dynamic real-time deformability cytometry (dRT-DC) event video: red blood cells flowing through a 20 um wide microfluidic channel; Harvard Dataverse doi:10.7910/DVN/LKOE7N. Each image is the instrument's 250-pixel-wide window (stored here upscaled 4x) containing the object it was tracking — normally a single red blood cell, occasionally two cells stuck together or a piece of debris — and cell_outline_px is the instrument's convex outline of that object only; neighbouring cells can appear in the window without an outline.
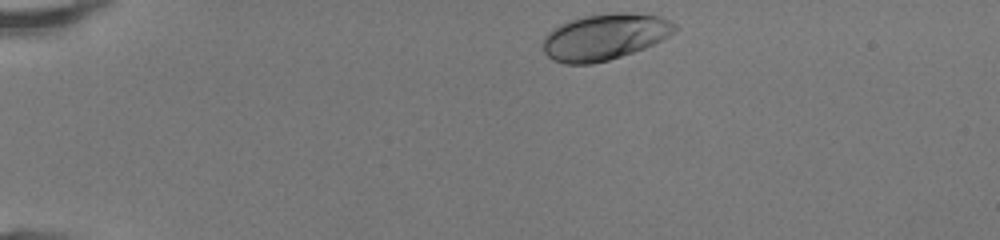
{"species": "human", "species_latin": "Homo sapiens", "temperature_condition": "room temperature", "stored_images_in_passage": 40, "camera_frame_rate_fps": 3000, "um_per_image_px": 0.085, "donor": {"sex": "female"}, "frame": {"image": 1, "passage_image": 1, "time_ms": 0.0, "image_size_px": [1000, 240], "cell_outline_px": [[676, 28], [668, 36], [644, 48], [608, 60], [592, 64], [564, 64], [552, 60], [544, 52], [544, 36], [552, 28], [568, 20], [584, 16], [616, 12], [628, 12], [660, 16], [676, 24]], "centroid_in_image_um": [51.36, 3.13], "position_along_channel_um": 33.6, "area_um2": 35.37}}
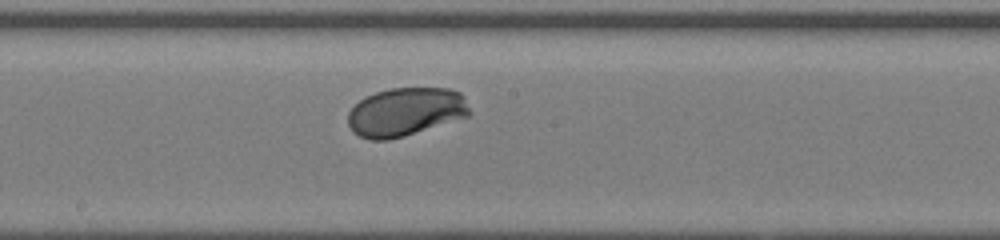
{"frame": {"image": 2, "passage_image": 19, "time_ms": 6.0, "image_size_px": [1000, 240], "cell_outline_px": [[472, 112], [468, 116], [404, 136], [388, 140], [372, 140], [360, 136], [352, 132], [348, 124], [348, 112], [364, 96], [376, 92], [392, 88], [448, 88], [460, 92], [464, 96]], "centroid_in_image_um": [34.47, 9.5], "position_along_channel_um": 213.7, "area_um2": 34.39}}
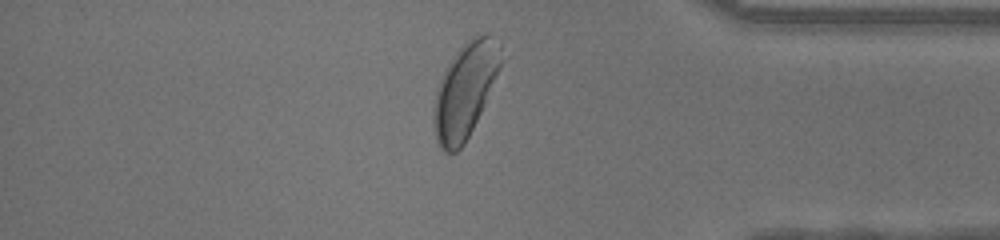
{"frame": {"image": 3, "passage_image": 33, "time_ms": 10.667, "image_size_px": [1000, 240], "cell_outline_px": [[508, 56], [464, 144], [456, 152], [444, 152], [436, 144], [432, 120], [432, 108], [436, 92], [440, 80], [452, 56], [472, 36], [484, 32], [488, 32], [500, 44]], "centroid_in_image_um": [39.57, 7.63], "position_along_channel_um": 395.6, "area_um2": 37.92}, "authors_computed_cell_mechanics": {"area_um2": 34.3332, "velocity_mm_per_s": 4.2346, "shape_relaxation_time_tau1_ms": 1.6254, "shape_relaxation_time_tau2_ms": null, "deformation_change_tau1": 0.1207, "deformation_change_tau2": null}}